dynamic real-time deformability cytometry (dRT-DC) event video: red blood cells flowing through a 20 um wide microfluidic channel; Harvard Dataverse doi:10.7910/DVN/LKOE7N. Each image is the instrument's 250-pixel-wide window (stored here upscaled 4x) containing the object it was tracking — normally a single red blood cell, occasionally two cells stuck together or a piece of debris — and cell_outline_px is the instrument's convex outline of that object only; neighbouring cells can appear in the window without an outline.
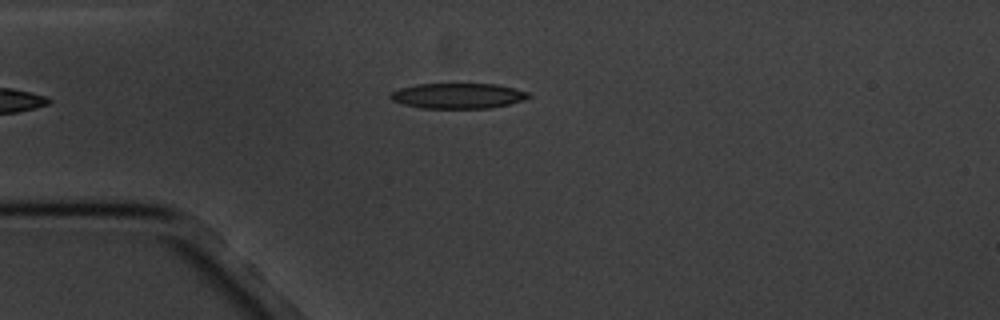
{"species": "common noctule bat (a hibernating species)", "species_latin": "Nyctalus noctula", "temperature_condition": "cold", "stored_images_in_passage": 5, "camera_frame_rate_fps": 3000, "um_per_image_px": 0.085, "animal": {"sex": "male", "body_mass_g": 20.1, "forearm_length_mm": 53.5}, "frame": {"image": 1, "passage_image": 5, "time_ms": 5.333, "image_size_px": [1000, 320], "cell_outline_px": [[532, 96], [524, 100], [508, 104], [488, 108], [420, 108], [404, 104], [392, 100], [388, 96], [392, 92], [400, 88], [416, 84], [496, 84], [528, 92]], "centroid_in_image_um": [38.91, 8.14], "position_along_channel_um": 46.1, "area_um2": 20.29}}